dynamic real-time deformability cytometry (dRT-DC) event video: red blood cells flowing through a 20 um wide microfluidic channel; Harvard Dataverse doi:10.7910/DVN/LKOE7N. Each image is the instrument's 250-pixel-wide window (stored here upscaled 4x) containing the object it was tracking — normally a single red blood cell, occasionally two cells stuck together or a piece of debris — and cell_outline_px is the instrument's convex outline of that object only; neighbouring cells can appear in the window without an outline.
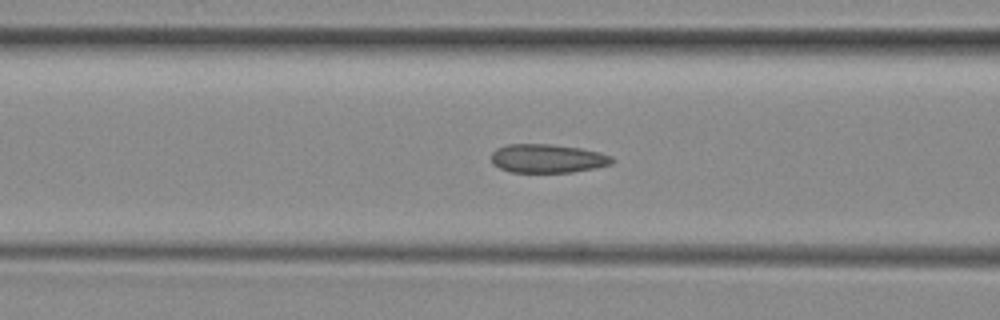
{"species": "common noctule bat (a hibernating species)", "species_latin": "Nyctalus noctula", "temperature_condition": "room temperature", "stored_images_in_passage": 52, "camera_frame_rate_fps": 3000, "um_per_image_px": 0.085, "animal": {"sex": "female", "body_mass_g": 29.2, "forearm_length_mm": 56.3}, "frame": {"image": 1, "passage_image": 20, "time_ms": 6.333, "image_size_px": [1000, 320], "cell_outline_px": [[616, 160], [612, 164], [596, 168], [572, 172], [508, 172], [492, 164], [492, 152], [496, 148], [508, 144], [552, 144], [580, 148], [600, 152], [612, 156]], "centroid_in_image_um": [46.56, 13.47], "position_along_channel_um": 120.0, "area_um2": 20.4}}
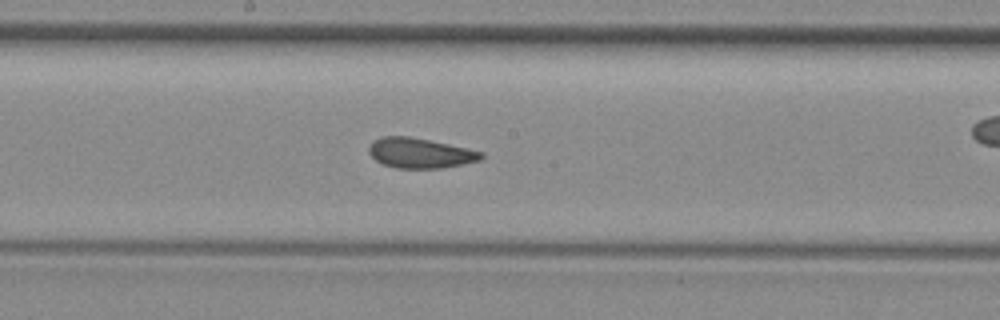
{"frame": {"image": 2, "passage_image": 27, "time_ms": 8.667, "image_size_px": [1000, 320], "cell_outline_px": [[484, 156], [480, 160], [444, 168], [396, 168], [384, 164], [376, 160], [368, 152], [368, 148], [372, 140], [384, 136], [408, 136], [448, 144], [484, 152]], "centroid_in_image_um": [35.69, 13.01], "position_along_channel_um": 212.5, "area_um2": 19.59}}
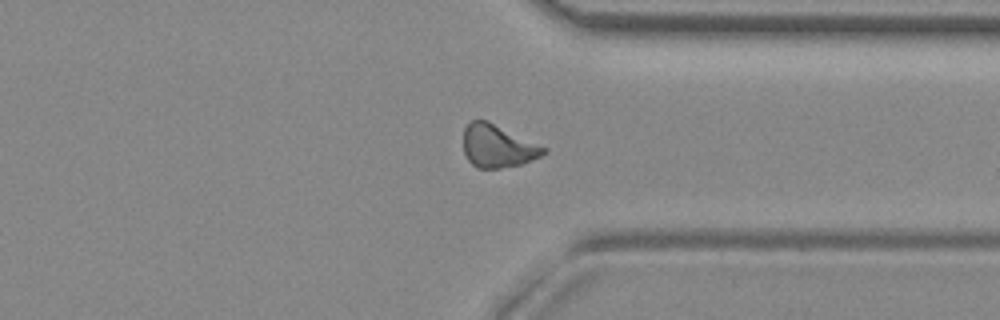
{"frame": {"image": 3, "passage_image": 39, "time_ms": 12.667, "image_size_px": [1000, 320], "cell_outline_px": [[548, 152], [540, 156], [520, 164], [500, 168], [476, 168], [468, 160], [464, 152], [464, 128], [472, 120], [488, 120], [548, 148]], "centroid_in_image_um": [42.31, 12.41], "position_along_channel_um": 369.1, "area_um2": 20.0}, "authors_computed_cell_mechanics": {"area_um2": 19.9988, "velocity_mm_per_s": 3.9637, "shape_relaxation_time_tau1_ms": 9.8383, "shape_relaxation_time_tau2_ms": 2.6396, "deformation_change_tau1": 0.1502, "deformation_change_tau2": 0.0801}}